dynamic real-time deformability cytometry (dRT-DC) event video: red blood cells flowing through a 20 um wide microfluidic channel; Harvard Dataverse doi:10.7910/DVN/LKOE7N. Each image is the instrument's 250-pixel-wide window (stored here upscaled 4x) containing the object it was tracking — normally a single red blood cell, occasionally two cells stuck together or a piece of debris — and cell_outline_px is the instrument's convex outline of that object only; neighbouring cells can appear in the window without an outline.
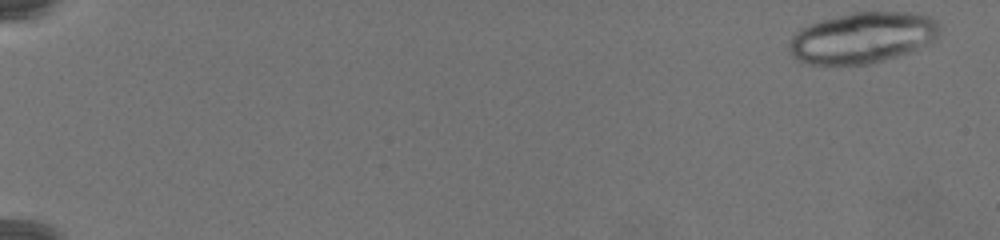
{"species": "common noctule bat (a hibernating species)", "species_latin": "Nyctalus noctula", "temperature_condition": "warm", "stored_images_in_passage": 33, "camera_frame_rate_fps": 3000, "um_per_image_px": 0.085, "animal": {"sex": "female", "body_mass_g": 19.5, "forearm_length_mm": 54.1}, "frame": {"image": 1, "passage_image": 1, "time_ms": 0.0, "image_size_px": [1000, 240], "cell_outline_px": [[940, 36], [936, 40], [908, 52], [872, 64], [804, 64], [792, 56], [788, 52], [788, 44], [792, 36], [800, 28], [820, 20], [852, 12], [912, 12], [928, 16], [936, 20], [940, 24]], "centroid_in_image_um": [73.31, 3.2], "position_along_channel_um": 11.7, "area_um2": 45.03}}